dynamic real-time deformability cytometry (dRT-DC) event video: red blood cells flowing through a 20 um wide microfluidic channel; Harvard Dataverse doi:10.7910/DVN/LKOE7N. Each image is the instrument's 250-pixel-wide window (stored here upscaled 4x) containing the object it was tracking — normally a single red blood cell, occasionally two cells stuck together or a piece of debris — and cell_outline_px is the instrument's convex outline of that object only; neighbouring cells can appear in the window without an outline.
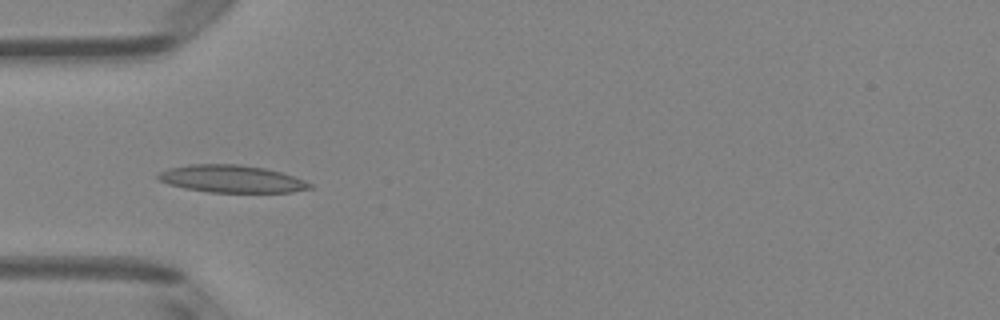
{"species": "Egyptian fruit bat (a non-hibernating species)", "species_latin": "Rousettus aegyptiacus", "temperature_condition": "room temperature", "stored_images_in_passage": 49, "camera_frame_rate_fps": 3000, "um_per_image_px": 0.085, "animal": {"sex": "female"}, "frame": {"image": 1, "passage_image": 15, "time_ms": 4.667, "image_size_px": [1000, 320], "cell_outline_px": [[312, 188], [292, 192], [208, 192], [184, 188], [168, 184], [160, 180], [156, 176], [160, 172], [168, 168], [188, 164], [236, 164], [264, 168], [280, 172], [304, 180], [312, 184]], "centroid_in_image_um": [19.66, 15.2], "position_along_channel_um": 65.3, "area_um2": 24.1}}
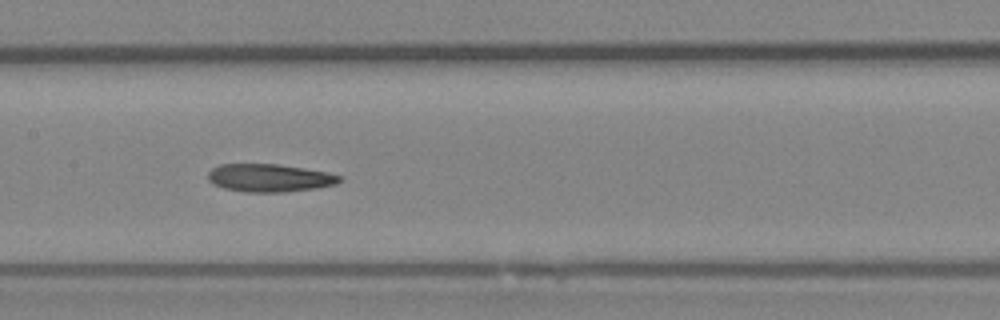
{"frame": {"image": 2, "passage_image": 24, "time_ms": 7.667, "image_size_px": [1000, 320], "cell_outline_px": [[344, 180], [336, 184], [316, 188], [284, 192], [244, 192], [224, 188], [212, 184], [208, 180], [208, 172], [212, 168], [220, 164], [276, 164], [304, 168], [328, 172], [344, 176]], "centroid_in_image_um": [22.93, 15.12], "position_along_channel_um": 184.5, "area_um2": 21.62}}
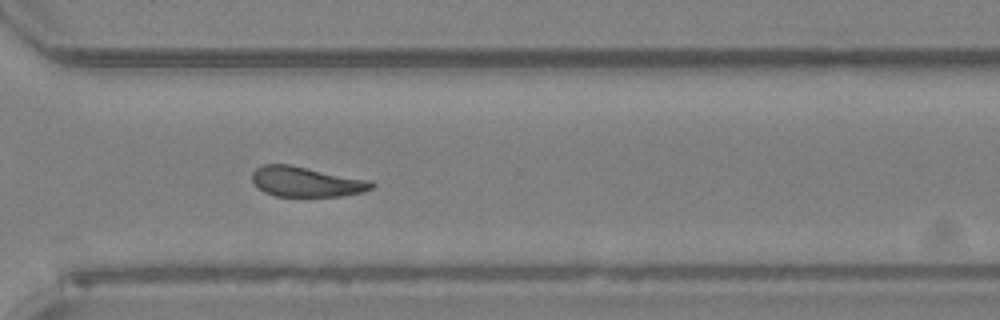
{"frame": {"image": 3, "passage_image": 36, "time_ms": 11.667, "image_size_px": [1000, 320], "cell_outline_px": [[376, 184], [372, 188], [364, 192], [340, 196], [276, 196], [264, 192], [252, 180], [252, 172], [256, 168], [264, 164], [292, 164], [372, 180]], "centroid_in_image_um": [26.08, 15.43], "position_along_channel_um": 344.5, "area_um2": 21.21}, "authors_computed_cell_mechanics": {"area_um2": 21.6172, "velocity_mm_per_s": 4.0063, "shape_relaxation_time_tau1_ms": null, "shape_relaxation_time_tau2_ms": 4.3364, "deformation_change_tau1": null, "deformation_change_tau2": 0.1277}}